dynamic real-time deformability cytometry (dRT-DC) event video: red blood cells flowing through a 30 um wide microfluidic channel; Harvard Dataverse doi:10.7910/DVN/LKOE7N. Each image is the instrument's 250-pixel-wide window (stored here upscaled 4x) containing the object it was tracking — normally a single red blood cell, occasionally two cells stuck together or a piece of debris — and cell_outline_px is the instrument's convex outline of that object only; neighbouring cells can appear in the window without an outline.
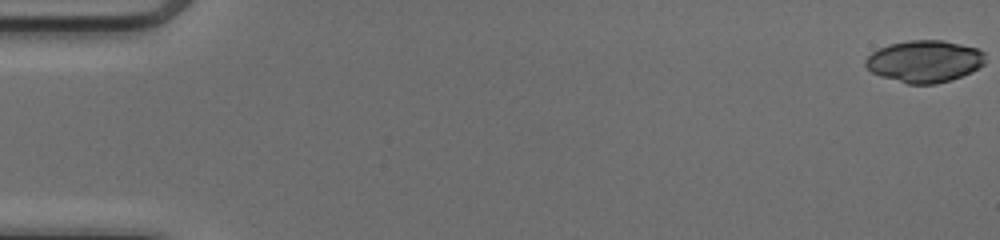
{"species": "common noctule bat (a hibernating species)", "species_latin": "Nyctalus noctula", "temperature_condition": "cold", "stored_images_in_passage": 51, "camera_frame_rate_fps": 3000, "um_per_image_px": 0.085, "animal": {"sex": "female", "body_mass_g": 17.0, "forearm_length_mm": 48.0}, "frame": {"image": 1, "passage_image": 1, "time_ms": 0.0, "image_size_px": [1000, 240], "cell_outline_px": [[984, 64], [972, 72], [952, 80], [936, 84], [908, 84], [880, 76], [872, 72], [864, 64], [864, 60], [872, 52], [888, 44], [908, 40], [944, 40], [976, 48], [984, 52]], "centroid_in_image_um": [78.58, 5.21], "position_along_channel_um": 6.4, "area_um2": 29.42}}
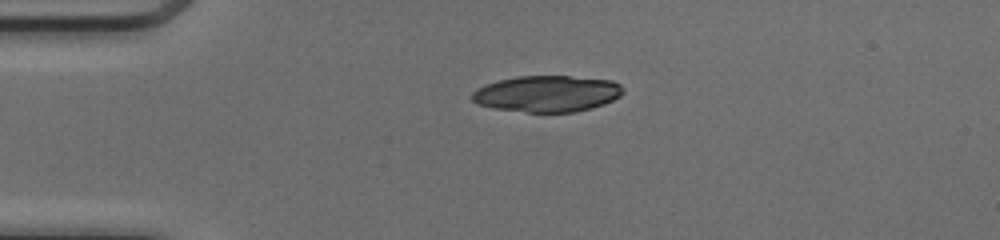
{"frame": {"image": 2, "passage_image": 13, "time_ms": 4.0, "image_size_px": [1000, 240], "cell_outline_px": [[624, 92], [620, 96], [604, 104], [592, 108], [576, 112], [528, 112], [492, 108], [476, 104], [472, 100], [472, 92], [488, 84], [500, 80], [516, 76], [568, 76], [612, 80], [620, 84], [624, 88]], "centroid_in_image_um": [46.53, 7.97], "position_along_channel_um": 38.5, "area_um2": 31.96}}